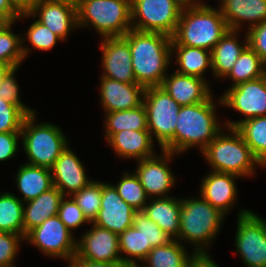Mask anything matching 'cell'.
Returning a JSON list of instances; mask_svg holds the SVG:
<instances>
[{
  "instance_id": "obj_45",
  "label": "cell",
  "mask_w": 266,
  "mask_h": 267,
  "mask_svg": "<svg viewBox=\"0 0 266 267\" xmlns=\"http://www.w3.org/2000/svg\"><path fill=\"white\" fill-rule=\"evenodd\" d=\"M19 137H21V132H0V161L13 158L18 149Z\"/></svg>"
},
{
  "instance_id": "obj_32",
  "label": "cell",
  "mask_w": 266,
  "mask_h": 267,
  "mask_svg": "<svg viewBox=\"0 0 266 267\" xmlns=\"http://www.w3.org/2000/svg\"><path fill=\"white\" fill-rule=\"evenodd\" d=\"M264 75H266V64L254 50L247 46L226 77L232 80L231 87H233L242 82L261 78Z\"/></svg>"
},
{
  "instance_id": "obj_34",
  "label": "cell",
  "mask_w": 266,
  "mask_h": 267,
  "mask_svg": "<svg viewBox=\"0 0 266 267\" xmlns=\"http://www.w3.org/2000/svg\"><path fill=\"white\" fill-rule=\"evenodd\" d=\"M152 248L146 246L144 235L134 226L119 234L120 254H126V257L121 256V260L127 267H138L136 260L144 261Z\"/></svg>"
},
{
  "instance_id": "obj_49",
  "label": "cell",
  "mask_w": 266,
  "mask_h": 267,
  "mask_svg": "<svg viewBox=\"0 0 266 267\" xmlns=\"http://www.w3.org/2000/svg\"><path fill=\"white\" fill-rule=\"evenodd\" d=\"M45 0H13L14 5L20 12H29L34 6Z\"/></svg>"
},
{
  "instance_id": "obj_27",
  "label": "cell",
  "mask_w": 266,
  "mask_h": 267,
  "mask_svg": "<svg viewBox=\"0 0 266 267\" xmlns=\"http://www.w3.org/2000/svg\"><path fill=\"white\" fill-rule=\"evenodd\" d=\"M15 178L23 202L35 199L53 187L51 169L46 167L26 163L20 166Z\"/></svg>"
},
{
  "instance_id": "obj_53",
  "label": "cell",
  "mask_w": 266,
  "mask_h": 267,
  "mask_svg": "<svg viewBox=\"0 0 266 267\" xmlns=\"http://www.w3.org/2000/svg\"><path fill=\"white\" fill-rule=\"evenodd\" d=\"M9 22L0 17V31L8 24Z\"/></svg>"
},
{
  "instance_id": "obj_23",
  "label": "cell",
  "mask_w": 266,
  "mask_h": 267,
  "mask_svg": "<svg viewBox=\"0 0 266 267\" xmlns=\"http://www.w3.org/2000/svg\"><path fill=\"white\" fill-rule=\"evenodd\" d=\"M153 140L148 130H123L107 139L118 156L137 160L154 156Z\"/></svg>"
},
{
  "instance_id": "obj_35",
  "label": "cell",
  "mask_w": 266,
  "mask_h": 267,
  "mask_svg": "<svg viewBox=\"0 0 266 267\" xmlns=\"http://www.w3.org/2000/svg\"><path fill=\"white\" fill-rule=\"evenodd\" d=\"M12 24L8 23L0 31V62L15 68L21 65L30 50L23 45L25 39L12 32Z\"/></svg>"
},
{
  "instance_id": "obj_44",
  "label": "cell",
  "mask_w": 266,
  "mask_h": 267,
  "mask_svg": "<svg viewBox=\"0 0 266 267\" xmlns=\"http://www.w3.org/2000/svg\"><path fill=\"white\" fill-rule=\"evenodd\" d=\"M247 31L248 46L254 50L266 64V20L249 28Z\"/></svg>"
},
{
  "instance_id": "obj_52",
  "label": "cell",
  "mask_w": 266,
  "mask_h": 267,
  "mask_svg": "<svg viewBox=\"0 0 266 267\" xmlns=\"http://www.w3.org/2000/svg\"><path fill=\"white\" fill-rule=\"evenodd\" d=\"M9 69L10 67L8 65L0 62V81Z\"/></svg>"
},
{
  "instance_id": "obj_39",
  "label": "cell",
  "mask_w": 266,
  "mask_h": 267,
  "mask_svg": "<svg viewBox=\"0 0 266 267\" xmlns=\"http://www.w3.org/2000/svg\"><path fill=\"white\" fill-rule=\"evenodd\" d=\"M27 115L17 106L0 97V132H21Z\"/></svg>"
},
{
  "instance_id": "obj_9",
  "label": "cell",
  "mask_w": 266,
  "mask_h": 267,
  "mask_svg": "<svg viewBox=\"0 0 266 267\" xmlns=\"http://www.w3.org/2000/svg\"><path fill=\"white\" fill-rule=\"evenodd\" d=\"M143 105L147 113L148 131L155 135L162 149L173 137L180 105L161 87L145 88Z\"/></svg>"
},
{
  "instance_id": "obj_15",
  "label": "cell",
  "mask_w": 266,
  "mask_h": 267,
  "mask_svg": "<svg viewBox=\"0 0 266 267\" xmlns=\"http://www.w3.org/2000/svg\"><path fill=\"white\" fill-rule=\"evenodd\" d=\"M76 255L87 261L123 263L119 249V235L93 224L90 231L76 242Z\"/></svg>"
},
{
  "instance_id": "obj_22",
  "label": "cell",
  "mask_w": 266,
  "mask_h": 267,
  "mask_svg": "<svg viewBox=\"0 0 266 267\" xmlns=\"http://www.w3.org/2000/svg\"><path fill=\"white\" fill-rule=\"evenodd\" d=\"M219 9L230 30L242 28V22L250 24L248 28L266 20V0H221Z\"/></svg>"
},
{
  "instance_id": "obj_37",
  "label": "cell",
  "mask_w": 266,
  "mask_h": 267,
  "mask_svg": "<svg viewBox=\"0 0 266 267\" xmlns=\"http://www.w3.org/2000/svg\"><path fill=\"white\" fill-rule=\"evenodd\" d=\"M71 197L81 208L87 220L92 223L101 206V182L92 181Z\"/></svg>"
},
{
  "instance_id": "obj_2",
  "label": "cell",
  "mask_w": 266,
  "mask_h": 267,
  "mask_svg": "<svg viewBox=\"0 0 266 267\" xmlns=\"http://www.w3.org/2000/svg\"><path fill=\"white\" fill-rule=\"evenodd\" d=\"M215 107L213 96L205 102L181 106L174 137L161 150L180 154L196 145L202 152L222 130Z\"/></svg>"
},
{
  "instance_id": "obj_42",
  "label": "cell",
  "mask_w": 266,
  "mask_h": 267,
  "mask_svg": "<svg viewBox=\"0 0 266 267\" xmlns=\"http://www.w3.org/2000/svg\"><path fill=\"white\" fill-rule=\"evenodd\" d=\"M29 42L40 51L51 50L57 41L62 39L54 34L48 27L38 21H34L26 33Z\"/></svg>"
},
{
  "instance_id": "obj_48",
  "label": "cell",
  "mask_w": 266,
  "mask_h": 267,
  "mask_svg": "<svg viewBox=\"0 0 266 267\" xmlns=\"http://www.w3.org/2000/svg\"><path fill=\"white\" fill-rule=\"evenodd\" d=\"M209 253L194 254L186 267H219L208 255Z\"/></svg>"
},
{
  "instance_id": "obj_14",
  "label": "cell",
  "mask_w": 266,
  "mask_h": 267,
  "mask_svg": "<svg viewBox=\"0 0 266 267\" xmlns=\"http://www.w3.org/2000/svg\"><path fill=\"white\" fill-rule=\"evenodd\" d=\"M162 155L138 160V167L135 174L139 178L146 195L150 198L155 196L168 197L166 193L175 184V177L168 167L169 160L174 153L161 150Z\"/></svg>"
},
{
  "instance_id": "obj_41",
  "label": "cell",
  "mask_w": 266,
  "mask_h": 267,
  "mask_svg": "<svg viewBox=\"0 0 266 267\" xmlns=\"http://www.w3.org/2000/svg\"><path fill=\"white\" fill-rule=\"evenodd\" d=\"M64 196L61 199L58 216L60 220L65 224L67 229L72 233V229L78 228L84 223H90L84 216L83 211L77 205L72 197Z\"/></svg>"
},
{
  "instance_id": "obj_25",
  "label": "cell",
  "mask_w": 266,
  "mask_h": 267,
  "mask_svg": "<svg viewBox=\"0 0 266 267\" xmlns=\"http://www.w3.org/2000/svg\"><path fill=\"white\" fill-rule=\"evenodd\" d=\"M64 195L53 186L37 198L30 200L23 208L24 238L25 235L44 220L58 215L59 205Z\"/></svg>"
},
{
  "instance_id": "obj_47",
  "label": "cell",
  "mask_w": 266,
  "mask_h": 267,
  "mask_svg": "<svg viewBox=\"0 0 266 267\" xmlns=\"http://www.w3.org/2000/svg\"><path fill=\"white\" fill-rule=\"evenodd\" d=\"M68 267H127L124 263L93 262L79 258L76 254L70 259Z\"/></svg>"
},
{
  "instance_id": "obj_21",
  "label": "cell",
  "mask_w": 266,
  "mask_h": 267,
  "mask_svg": "<svg viewBox=\"0 0 266 267\" xmlns=\"http://www.w3.org/2000/svg\"><path fill=\"white\" fill-rule=\"evenodd\" d=\"M237 177L239 176L230 173L211 171L202 179L200 196L222 213H228L235 203Z\"/></svg>"
},
{
  "instance_id": "obj_16",
  "label": "cell",
  "mask_w": 266,
  "mask_h": 267,
  "mask_svg": "<svg viewBox=\"0 0 266 267\" xmlns=\"http://www.w3.org/2000/svg\"><path fill=\"white\" fill-rule=\"evenodd\" d=\"M100 49L104 68L102 77L124 83H137L129 44L123 37L103 38Z\"/></svg>"
},
{
  "instance_id": "obj_4",
  "label": "cell",
  "mask_w": 266,
  "mask_h": 267,
  "mask_svg": "<svg viewBox=\"0 0 266 267\" xmlns=\"http://www.w3.org/2000/svg\"><path fill=\"white\" fill-rule=\"evenodd\" d=\"M224 217V213L202 196L181 199L180 231L176 240L193 243L195 254L207 253L206 246L216 237Z\"/></svg>"
},
{
  "instance_id": "obj_6",
  "label": "cell",
  "mask_w": 266,
  "mask_h": 267,
  "mask_svg": "<svg viewBox=\"0 0 266 267\" xmlns=\"http://www.w3.org/2000/svg\"><path fill=\"white\" fill-rule=\"evenodd\" d=\"M77 26L91 25L101 38L123 37L131 25V0H80Z\"/></svg>"
},
{
  "instance_id": "obj_43",
  "label": "cell",
  "mask_w": 266,
  "mask_h": 267,
  "mask_svg": "<svg viewBox=\"0 0 266 267\" xmlns=\"http://www.w3.org/2000/svg\"><path fill=\"white\" fill-rule=\"evenodd\" d=\"M24 237L15 233L0 232V267H14L19 244Z\"/></svg>"
},
{
  "instance_id": "obj_11",
  "label": "cell",
  "mask_w": 266,
  "mask_h": 267,
  "mask_svg": "<svg viewBox=\"0 0 266 267\" xmlns=\"http://www.w3.org/2000/svg\"><path fill=\"white\" fill-rule=\"evenodd\" d=\"M219 102L245 116L239 121H227L226 127L236 128L244 120L266 116V75L230 87Z\"/></svg>"
},
{
  "instance_id": "obj_20",
  "label": "cell",
  "mask_w": 266,
  "mask_h": 267,
  "mask_svg": "<svg viewBox=\"0 0 266 267\" xmlns=\"http://www.w3.org/2000/svg\"><path fill=\"white\" fill-rule=\"evenodd\" d=\"M161 87L180 106L205 102L212 96V90L204 79L180 74L176 71L164 77Z\"/></svg>"
},
{
  "instance_id": "obj_31",
  "label": "cell",
  "mask_w": 266,
  "mask_h": 267,
  "mask_svg": "<svg viewBox=\"0 0 266 267\" xmlns=\"http://www.w3.org/2000/svg\"><path fill=\"white\" fill-rule=\"evenodd\" d=\"M185 246L176 239L166 245L153 247L143 262L148 267H186L195 253L188 256Z\"/></svg>"
},
{
  "instance_id": "obj_51",
  "label": "cell",
  "mask_w": 266,
  "mask_h": 267,
  "mask_svg": "<svg viewBox=\"0 0 266 267\" xmlns=\"http://www.w3.org/2000/svg\"><path fill=\"white\" fill-rule=\"evenodd\" d=\"M176 1H178L183 7L201 5V2L200 3L198 1L196 2V0L195 1L194 0H176Z\"/></svg>"
},
{
  "instance_id": "obj_28",
  "label": "cell",
  "mask_w": 266,
  "mask_h": 267,
  "mask_svg": "<svg viewBox=\"0 0 266 267\" xmlns=\"http://www.w3.org/2000/svg\"><path fill=\"white\" fill-rule=\"evenodd\" d=\"M171 51L177 52L176 62L179 64L176 72L189 76L205 79L203 76L206 68L212 69L211 51L203 48L189 47L183 45H171Z\"/></svg>"
},
{
  "instance_id": "obj_50",
  "label": "cell",
  "mask_w": 266,
  "mask_h": 267,
  "mask_svg": "<svg viewBox=\"0 0 266 267\" xmlns=\"http://www.w3.org/2000/svg\"><path fill=\"white\" fill-rule=\"evenodd\" d=\"M47 1L58 2V3H66V4H69V5L77 8L80 0H47Z\"/></svg>"
},
{
  "instance_id": "obj_1",
  "label": "cell",
  "mask_w": 266,
  "mask_h": 267,
  "mask_svg": "<svg viewBox=\"0 0 266 267\" xmlns=\"http://www.w3.org/2000/svg\"><path fill=\"white\" fill-rule=\"evenodd\" d=\"M123 38L129 44L136 82L144 88L161 86L171 62L172 37L130 29Z\"/></svg>"
},
{
  "instance_id": "obj_5",
  "label": "cell",
  "mask_w": 266,
  "mask_h": 267,
  "mask_svg": "<svg viewBox=\"0 0 266 267\" xmlns=\"http://www.w3.org/2000/svg\"><path fill=\"white\" fill-rule=\"evenodd\" d=\"M227 129L231 133L225 135L221 130L202 151L203 156L215 172L240 177L253 176L255 167L261 164L255 159L240 132L236 128Z\"/></svg>"
},
{
  "instance_id": "obj_19",
  "label": "cell",
  "mask_w": 266,
  "mask_h": 267,
  "mask_svg": "<svg viewBox=\"0 0 266 267\" xmlns=\"http://www.w3.org/2000/svg\"><path fill=\"white\" fill-rule=\"evenodd\" d=\"M51 172L53 186L64 196H72L92 182L87 178L80 159L68 146L57 158Z\"/></svg>"
},
{
  "instance_id": "obj_8",
  "label": "cell",
  "mask_w": 266,
  "mask_h": 267,
  "mask_svg": "<svg viewBox=\"0 0 266 267\" xmlns=\"http://www.w3.org/2000/svg\"><path fill=\"white\" fill-rule=\"evenodd\" d=\"M182 10L183 6L176 0H131L132 29L172 37Z\"/></svg>"
},
{
  "instance_id": "obj_13",
  "label": "cell",
  "mask_w": 266,
  "mask_h": 267,
  "mask_svg": "<svg viewBox=\"0 0 266 267\" xmlns=\"http://www.w3.org/2000/svg\"><path fill=\"white\" fill-rule=\"evenodd\" d=\"M135 211L119 196L114 185L101 182V206L97 217L91 224L119 235L133 226Z\"/></svg>"
},
{
  "instance_id": "obj_33",
  "label": "cell",
  "mask_w": 266,
  "mask_h": 267,
  "mask_svg": "<svg viewBox=\"0 0 266 267\" xmlns=\"http://www.w3.org/2000/svg\"><path fill=\"white\" fill-rule=\"evenodd\" d=\"M23 201L15 194H0V232H8L24 237Z\"/></svg>"
},
{
  "instance_id": "obj_36",
  "label": "cell",
  "mask_w": 266,
  "mask_h": 267,
  "mask_svg": "<svg viewBox=\"0 0 266 267\" xmlns=\"http://www.w3.org/2000/svg\"><path fill=\"white\" fill-rule=\"evenodd\" d=\"M114 187L128 205L136 211L144 210L148 196L135 173L128 174L125 172L119 183Z\"/></svg>"
},
{
  "instance_id": "obj_38",
  "label": "cell",
  "mask_w": 266,
  "mask_h": 267,
  "mask_svg": "<svg viewBox=\"0 0 266 267\" xmlns=\"http://www.w3.org/2000/svg\"><path fill=\"white\" fill-rule=\"evenodd\" d=\"M133 226L144 235L146 246L157 247L166 245L173 240L154 221L148 218L144 210L135 211Z\"/></svg>"
},
{
  "instance_id": "obj_3",
  "label": "cell",
  "mask_w": 266,
  "mask_h": 267,
  "mask_svg": "<svg viewBox=\"0 0 266 267\" xmlns=\"http://www.w3.org/2000/svg\"><path fill=\"white\" fill-rule=\"evenodd\" d=\"M229 27L221 11L201 4L185 6L181 12L171 45L203 48L211 51Z\"/></svg>"
},
{
  "instance_id": "obj_17",
  "label": "cell",
  "mask_w": 266,
  "mask_h": 267,
  "mask_svg": "<svg viewBox=\"0 0 266 267\" xmlns=\"http://www.w3.org/2000/svg\"><path fill=\"white\" fill-rule=\"evenodd\" d=\"M100 79V102L106 113L130 110L143 104L145 88L138 83H124L102 76Z\"/></svg>"
},
{
  "instance_id": "obj_7",
  "label": "cell",
  "mask_w": 266,
  "mask_h": 267,
  "mask_svg": "<svg viewBox=\"0 0 266 267\" xmlns=\"http://www.w3.org/2000/svg\"><path fill=\"white\" fill-rule=\"evenodd\" d=\"M35 113L28 115L22 125L21 137L28 164L51 169L57 158L68 146L64 133L57 125H35Z\"/></svg>"
},
{
  "instance_id": "obj_18",
  "label": "cell",
  "mask_w": 266,
  "mask_h": 267,
  "mask_svg": "<svg viewBox=\"0 0 266 267\" xmlns=\"http://www.w3.org/2000/svg\"><path fill=\"white\" fill-rule=\"evenodd\" d=\"M37 15L39 17L37 21L48 27L63 41L70 31L78 27L76 7L66 3L45 0L34 6L29 12H21L19 20L28 16L35 18Z\"/></svg>"
},
{
  "instance_id": "obj_29",
  "label": "cell",
  "mask_w": 266,
  "mask_h": 267,
  "mask_svg": "<svg viewBox=\"0 0 266 267\" xmlns=\"http://www.w3.org/2000/svg\"><path fill=\"white\" fill-rule=\"evenodd\" d=\"M105 139L123 130H148L147 113L144 105L123 111L105 114Z\"/></svg>"
},
{
  "instance_id": "obj_46",
  "label": "cell",
  "mask_w": 266,
  "mask_h": 267,
  "mask_svg": "<svg viewBox=\"0 0 266 267\" xmlns=\"http://www.w3.org/2000/svg\"><path fill=\"white\" fill-rule=\"evenodd\" d=\"M21 12L14 5L13 0H0V17L9 23H15L19 19Z\"/></svg>"
},
{
  "instance_id": "obj_10",
  "label": "cell",
  "mask_w": 266,
  "mask_h": 267,
  "mask_svg": "<svg viewBox=\"0 0 266 267\" xmlns=\"http://www.w3.org/2000/svg\"><path fill=\"white\" fill-rule=\"evenodd\" d=\"M237 224L235 246L246 267H266V221L242 209Z\"/></svg>"
},
{
  "instance_id": "obj_12",
  "label": "cell",
  "mask_w": 266,
  "mask_h": 267,
  "mask_svg": "<svg viewBox=\"0 0 266 267\" xmlns=\"http://www.w3.org/2000/svg\"><path fill=\"white\" fill-rule=\"evenodd\" d=\"M58 215L44 220L24 238L46 256L70 260L76 254V240Z\"/></svg>"
},
{
  "instance_id": "obj_30",
  "label": "cell",
  "mask_w": 266,
  "mask_h": 267,
  "mask_svg": "<svg viewBox=\"0 0 266 267\" xmlns=\"http://www.w3.org/2000/svg\"><path fill=\"white\" fill-rule=\"evenodd\" d=\"M236 129L261 167L266 168V116L244 120Z\"/></svg>"
},
{
  "instance_id": "obj_24",
  "label": "cell",
  "mask_w": 266,
  "mask_h": 267,
  "mask_svg": "<svg viewBox=\"0 0 266 267\" xmlns=\"http://www.w3.org/2000/svg\"><path fill=\"white\" fill-rule=\"evenodd\" d=\"M150 201L144 208L148 218L173 239H177L180 231L181 198L177 199L172 196L154 197Z\"/></svg>"
},
{
  "instance_id": "obj_26",
  "label": "cell",
  "mask_w": 266,
  "mask_h": 267,
  "mask_svg": "<svg viewBox=\"0 0 266 267\" xmlns=\"http://www.w3.org/2000/svg\"><path fill=\"white\" fill-rule=\"evenodd\" d=\"M237 30H228L222 39L211 50L212 73L216 78H226L242 51L248 46L247 35L245 44L241 45L236 36Z\"/></svg>"
},
{
  "instance_id": "obj_40",
  "label": "cell",
  "mask_w": 266,
  "mask_h": 267,
  "mask_svg": "<svg viewBox=\"0 0 266 267\" xmlns=\"http://www.w3.org/2000/svg\"><path fill=\"white\" fill-rule=\"evenodd\" d=\"M19 67L10 68L0 81V97L3 100L19 107L27 116L34 114V110L28 108L20 100L19 86L15 79V72Z\"/></svg>"
}]
</instances>
